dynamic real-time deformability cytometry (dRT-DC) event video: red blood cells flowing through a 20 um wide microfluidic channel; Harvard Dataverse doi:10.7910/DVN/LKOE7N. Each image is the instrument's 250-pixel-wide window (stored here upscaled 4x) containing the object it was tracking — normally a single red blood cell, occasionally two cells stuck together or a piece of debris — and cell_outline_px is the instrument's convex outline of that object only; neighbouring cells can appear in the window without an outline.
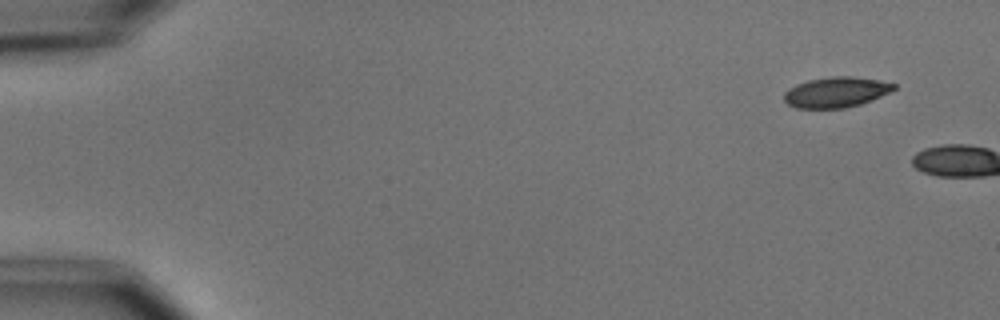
{"species": "common noctule bat (a hibernating species)", "species_latin": "Nyctalus noctula", "temperature_condition": "cold", "stored_images_in_passage": 2, "camera_frame_rate_fps": 3000, "um_per_image_px": 0.085, "animal": {"sex": "male", "body_mass_g": 15.6}, "frame": {"image": 1, "passage_image": 1, "time_ms": 0.0, "image_size_px": [1000, 320], "cell_outline_px": [[896, 88], [872, 100], [860, 104], [844, 108], [796, 108], [788, 104], [784, 100], [784, 92], [788, 88], [796, 84], [808, 80], [832, 76], [852, 76], [880, 80], [896, 84]], "centroid_in_image_um": [71.05, 7.83], "position_along_channel_um": 14.0, "area_um2": 19.48}}